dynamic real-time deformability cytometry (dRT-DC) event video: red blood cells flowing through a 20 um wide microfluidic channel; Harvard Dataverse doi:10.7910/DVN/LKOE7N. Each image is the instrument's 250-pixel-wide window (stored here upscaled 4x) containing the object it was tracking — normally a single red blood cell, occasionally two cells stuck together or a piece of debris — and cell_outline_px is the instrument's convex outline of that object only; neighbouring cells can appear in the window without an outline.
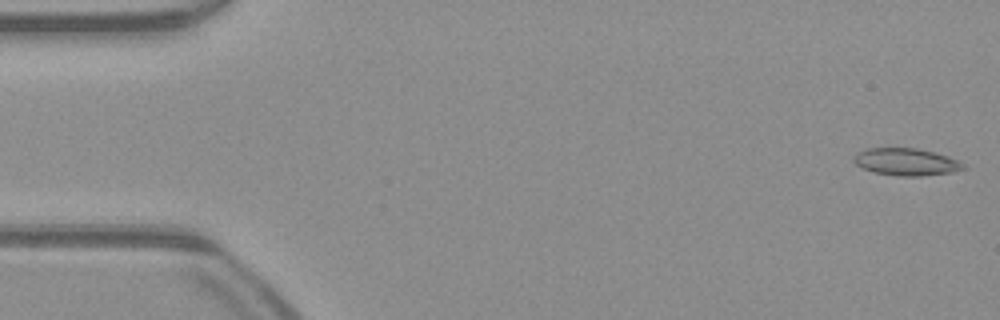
{"species": "common noctule bat (a hibernating species)", "species_latin": "Nyctalus noctula", "temperature_condition": "warm", "stored_images_in_passage": 50, "camera_frame_rate_fps": 3000, "um_per_image_px": 0.085, "animal": {"sex": "male", "body_mass_g": 23.1, "forearm_length_mm": 52.7}, "frame": {"image": 1, "passage_image": 1, "time_ms": 0.0, "image_size_px": [1000, 320], "cell_outline_px": [[968, 168], [952, 172], [920, 176], [896, 176], [872, 172], [856, 164], [852, 160], [852, 156], [868, 148], [916, 148], [948, 156], [964, 164]], "centroid_in_image_um": [77.02, 13.77], "position_along_channel_um": 8.0, "area_um2": 17.34}}
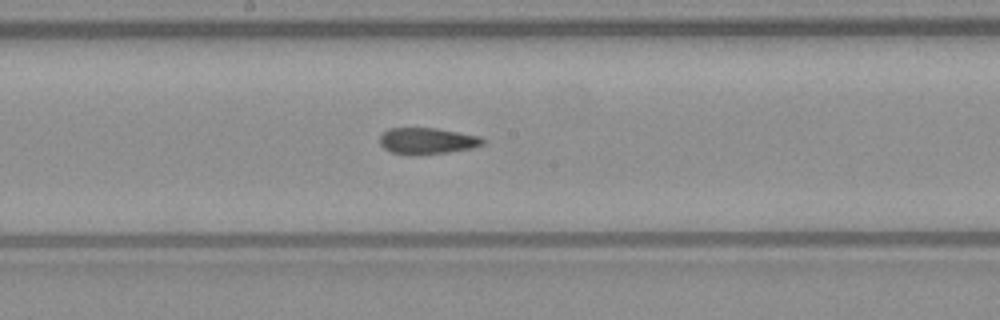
{"frame": {"image": 2, "passage_image": 26, "time_ms": 8.333, "image_size_px": [1000, 320], "cell_outline_px": [[488, 140], [484, 144], [472, 148], [448, 152], [412, 156], [392, 152], [384, 148], [380, 144], [380, 136], [388, 128], [436, 128], [480, 136]], "centroid_in_image_um": [36.33, 11.98], "position_along_channel_um": 211.9, "area_um2": 16.01}}
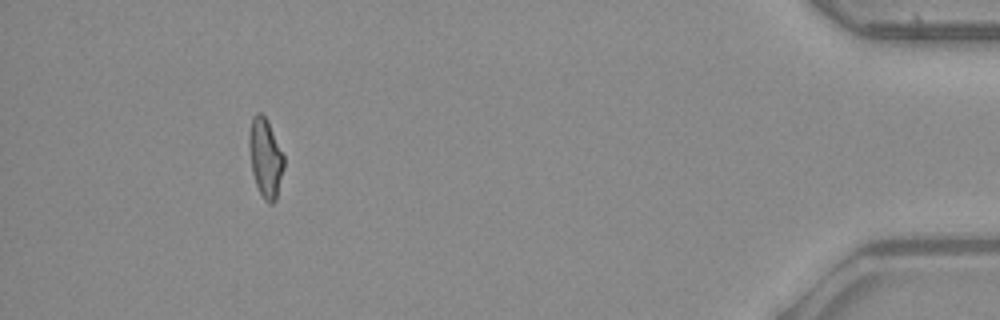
{"frame": {"image": 3, "passage_image": 46, "time_ms": 15.0, "image_size_px": [1000, 320], "cell_outline_px": [[284, 168], [276, 200], [272, 204], [268, 204], [264, 200], [256, 184], [252, 172], [248, 144], [248, 136], [252, 116], [256, 112], [260, 112], [268, 120], [284, 156]], "centroid_in_image_um": [22.55, 13.4], "position_along_channel_um": 412.6, "area_um2": 16.18}, "authors_computed_cell_mechanics": {"area_um2": 16.473, "velocity_mm_per_s": 4.0791, "shape_relaxation_time_tau1_ms": null, "shape_relaxation_time_tau2_ms": 2.4786, "deformation_change_tau1": null, "deformation_change_tau2": 0.0925}}